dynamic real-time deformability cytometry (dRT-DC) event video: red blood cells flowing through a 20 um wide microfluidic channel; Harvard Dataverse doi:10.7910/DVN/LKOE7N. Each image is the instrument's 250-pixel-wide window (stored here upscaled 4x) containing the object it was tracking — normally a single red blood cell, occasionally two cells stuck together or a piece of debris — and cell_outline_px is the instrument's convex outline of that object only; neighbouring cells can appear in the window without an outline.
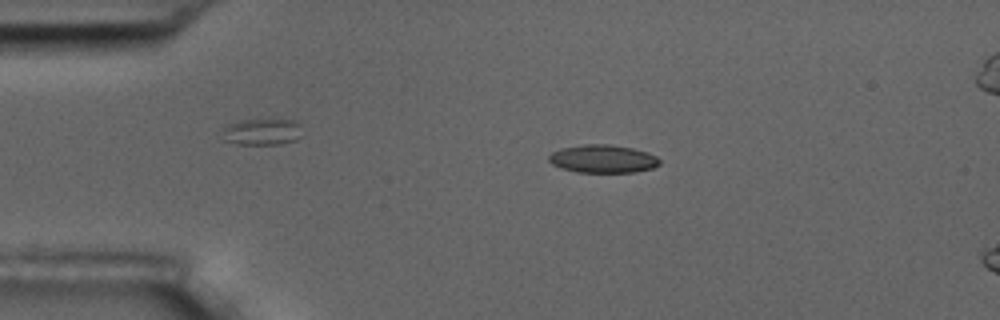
{"species": "common noctule bat (a hibernating species)", "species_latin": "Nyctalus noctula", "temperature_condition": "room temperature", "stored_images_in_passage": 5, "camera_frame_rate_fps": 3000, "um_per_image_px": 0.085, "animal": {"sex": "male", "body_mass_g": 17.5, "forearm_length_mm": 52.3}, "frame": {"image": 1, "passage_image": 3, "time_ms": 2.333, "image_size_px": [1000, 320], "cell_outline_px": [[660, 164], [652, 168], [636, 172], [576, 172], [560, 168], [552, 164], [548, 160], [548, 156], [552, 152], [560, 148], [584, 144], [608, 144], [632, 148], [648, 152], [656, 156], [660, 160]], "centroid_in_image_um": [51.23, 13.5], "position_along_channel_um": 33.8, "area_um2": 18.21}}